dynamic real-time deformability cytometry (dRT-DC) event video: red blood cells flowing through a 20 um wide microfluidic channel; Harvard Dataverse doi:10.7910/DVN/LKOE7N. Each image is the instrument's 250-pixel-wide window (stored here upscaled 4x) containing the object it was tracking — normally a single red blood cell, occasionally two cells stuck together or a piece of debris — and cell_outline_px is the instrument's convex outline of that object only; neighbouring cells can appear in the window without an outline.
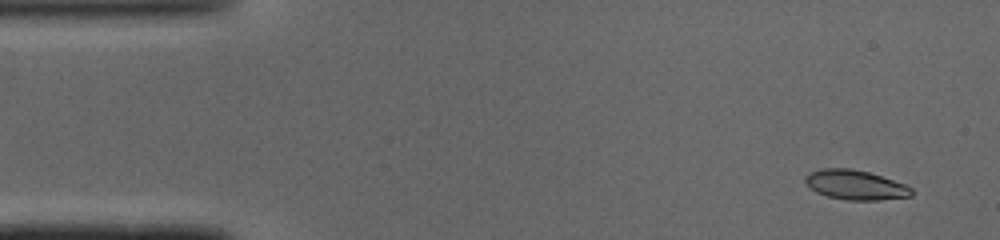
{"species": "common noctule bat (a hibernating species)", "species_latin": "Nyctalus noctula", "temperature_condition": "cold", "stored_images_in_passage": 46, "camera_frame_rate_fps": 3000, "um_per_image_px": 0.085, "animal": {"sex": "male", "body_mass_g": 19.0, "forearm_length_mm": 50.8}, "frame": {"image": 1, "passage_image": 1, "time_ms": 0.0, "image_size_px": [1000, 240], "cell_outline_px": [[912, 196], [876, 200], [848, 200], [828, 196], [816, 192], [804, 180], [804, 176], [808, 172], [820, 168], [852, 168], [868, 172], [904, 184], [912, 188]], "centroid_in_image_um": [72.67, 15.7], "position_along_channel_um": 12.3, "area_um2": 18.21}}
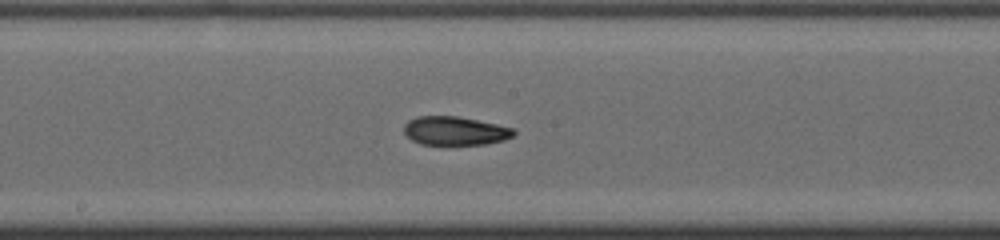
{"frame": {"image": 2, "passage_image": 23, "time_ms": 7.333, "image_size_px": [1000, 240], "cell_outline_px": [[516, 132], [512, 136], [504, 140], [484, 144], [420, 144], [412, 140], [404, 132], [404, 124], [408, 120], [416, 116], [456, 116], [516, 128]], "centroid_in_image_um": [38.67, 11.11], "position_along_channel_um": 209.5, "area_um2": 18.26}}
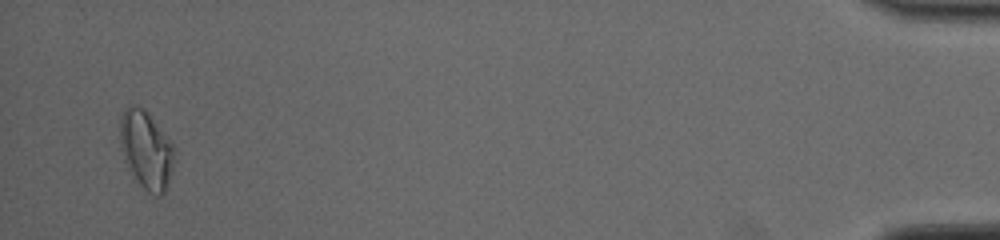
{"frame": {"image": 3, "passage_image": 45, "time_ms": 14.667, "image_size_px": [1000, 240], "cell_outline_px": [[176, 148], [172, 172], [168, 184], [164, 192], [160, 196], [152, 196], [140, 184], [128, 168], [124, 160], [120, 144], [120, 116], [124, 108], [132, 104], [144, 108]], "centroid_in_image_um": [12.43, 12.73], "position_along_channel_um": 422.8, "area_um2": 24.85}, "authors_computed_cell_mechanics": {"area_um2": 18.9006, "velocity_mm_per_s": 4.0935, "shape_relaxation_time_tau1_ms": 4.4516, "shape_relaxation_time_tau2_ms": 2.3482, "deformation_change_tau1": 0.1582, "deformation_change_tau2": 0.0857}}